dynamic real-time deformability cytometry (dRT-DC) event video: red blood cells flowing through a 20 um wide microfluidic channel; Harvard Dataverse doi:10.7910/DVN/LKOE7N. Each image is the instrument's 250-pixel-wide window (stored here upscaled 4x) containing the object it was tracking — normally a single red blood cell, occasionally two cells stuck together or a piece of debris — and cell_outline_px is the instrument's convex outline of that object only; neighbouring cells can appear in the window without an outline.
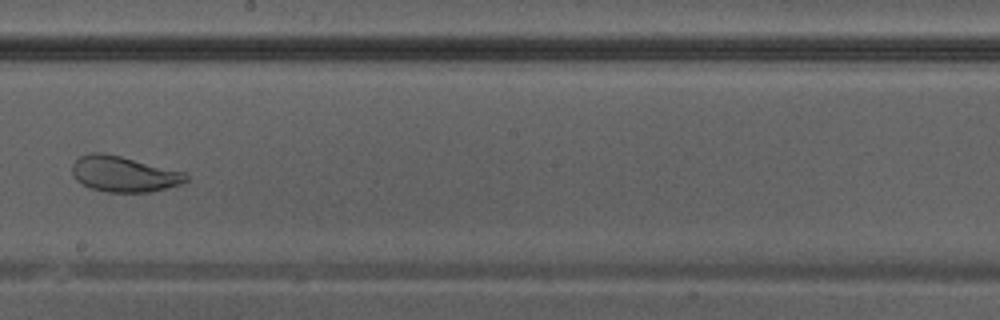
{"species": "Egyptian fruit bat (a non-hibernating species)", "species_latin": "Rousettus aegyptiacus", "temperature_condition": "warm", "stored_images_in_passage": 40, "camera_frame_rate_fps": 3000, "um_per_image_px": 0.085, "animal": {"sex": "male"}, "frame": {"image": 1, "passage_image": 23, "time_ms": 7.333, "image_size_px": [1000, 320], "cell_outline_px": [[188, 180], [180, 184], [152, 192], [108, 192], [92, 188], [76, 180], [72, 172], [72, 164], [80, 156], [88, 152], [104, 152], [184, 172], [188, 176]], "centroid_in_image_um": [10.51, 14.78], "position_along_channel_um": 237.7, "area_um2": 23.52}}
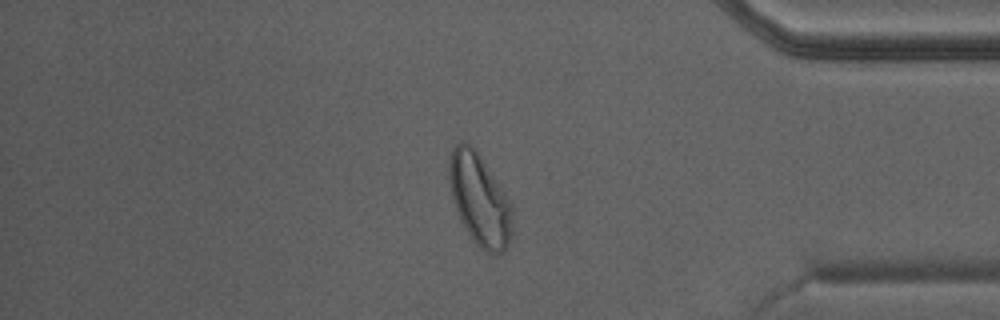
{"frame": {"image": 2, "passage_image": 34, "time_ms": 11.0, "image_size_px": [1000, 320], "cell_outline_px": [[512, 232], [508, 244], [504, 252], [488, 252], [480, 248], [472, 240], [460, 220], [452, 196], [448, 176], [448, 164], [452, 148], [460, 140], [464, 140], [472, 144], [476, 148], [508, 200], [512, 208]], "centroid_in_image_um": [40.74, 16.93], "position_along_channel_um": 394.5, "area_um2": 33.64}}
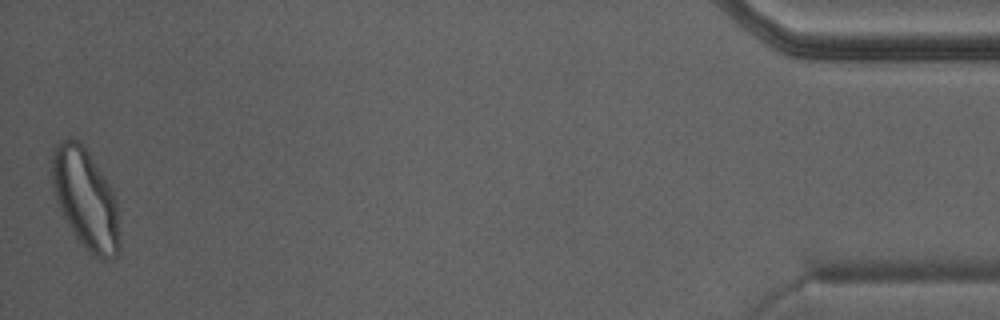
{"frame": {"image": 3, "passage_image": 40, "time_ms": 13.0, "image_size_px": [1000, 320], "cell_outline_px": [[120, 252], [112, 260], [104, 260], [88, 252], [76, 236], [68, 224], [60, 208], [56, 196], [52, 180], [52, 148], [56, 144], [64, 140], [76, 140], [88, 152], [112, 188], [116, 204], [120, 240]], "centroid_in_image_um": [7.3, 16.95], "position_along_channel_um": 427.9, "area_um2": 38.84}}